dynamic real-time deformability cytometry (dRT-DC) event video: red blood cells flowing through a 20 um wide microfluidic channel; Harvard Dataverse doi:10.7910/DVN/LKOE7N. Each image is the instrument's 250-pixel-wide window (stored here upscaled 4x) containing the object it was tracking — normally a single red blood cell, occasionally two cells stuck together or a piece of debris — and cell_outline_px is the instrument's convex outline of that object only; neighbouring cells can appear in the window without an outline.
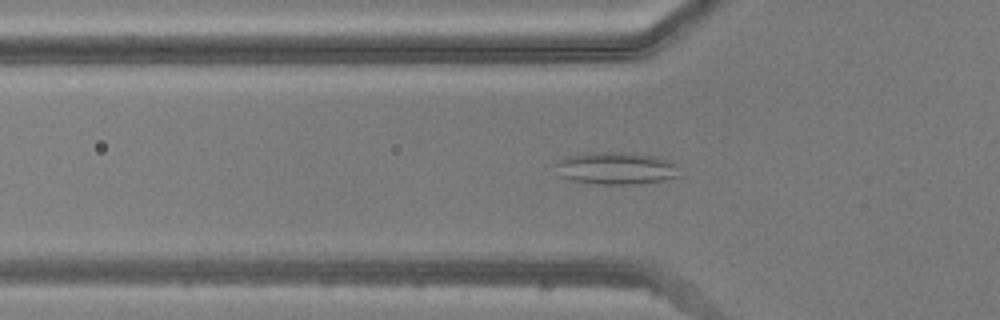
{"species": "common noctule bat (a hibernating species)", "species_latin": "Nyctalus noctula", "temperature_condition": "warm", "stored_images_in_passage": 34, "camera_frame_rate_fps": 3000, "um_per_image_px": 0.085, "animal": {"sex": "male", "body_mass_g": 20.5, "forearm_length_mm": 52.5}, "frame": {"image": 1, "passage_image": 6, "time_ms": 1.667, "image_size_px": [1000, 320], "cell_outline_px": [[680, 176], [664, 180], [640, 184], [600, 184], [572, 180], [560, 176], [556, 164], [556, 160], [568, 156], [592, 152], [632, 152], [660, 156], [672, 160], [676, 164]], "centroid_in_image_um": [52.43, 14.28], "position_along_channel_um": 73.4, "area_um2": 23.7}}
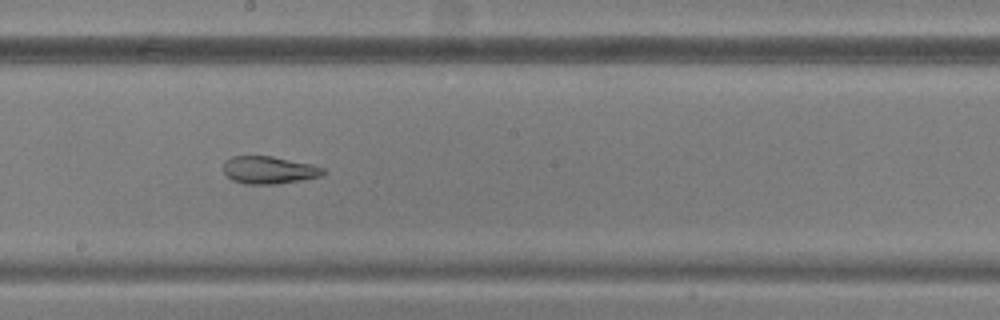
{"frame": {"image": 2, "passage_image": 17, "time_ms": 5.333, "image_size_px": [1000, 320], "cell_outline_px": [[324, 172], [320, 176], [300, 180], [276, 184], [244, 184], [232, 180], [224, 172], [224, 160], [232, 156], [272, 156], [312, 164], [324, 168]], "centroid_in_image_um": [22.83, 14.45], "position_along_channel_um": 225.4, "area_um2": 15.95}}
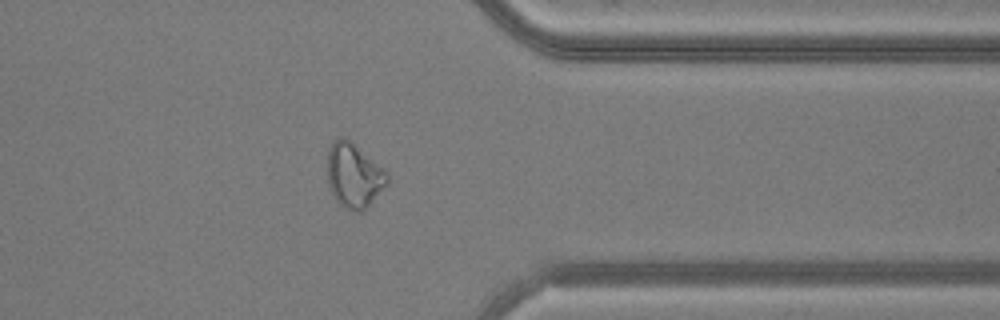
{"frame": {"image": 3, "passage_image": 29, "time_ms": 9.333, "image_size_px": [1000, 320], "cell_outline_px": [[388, 184], [360, 212], [356, 212], [340, 204], [336, 200], [328, 184], [328, 148], [336, 136], [344, 136], [388, 172]], "centroid_in_image_um": [30.07, 14.87], "position_along_channel_um": 381.3, "area_um2": 22.14}}